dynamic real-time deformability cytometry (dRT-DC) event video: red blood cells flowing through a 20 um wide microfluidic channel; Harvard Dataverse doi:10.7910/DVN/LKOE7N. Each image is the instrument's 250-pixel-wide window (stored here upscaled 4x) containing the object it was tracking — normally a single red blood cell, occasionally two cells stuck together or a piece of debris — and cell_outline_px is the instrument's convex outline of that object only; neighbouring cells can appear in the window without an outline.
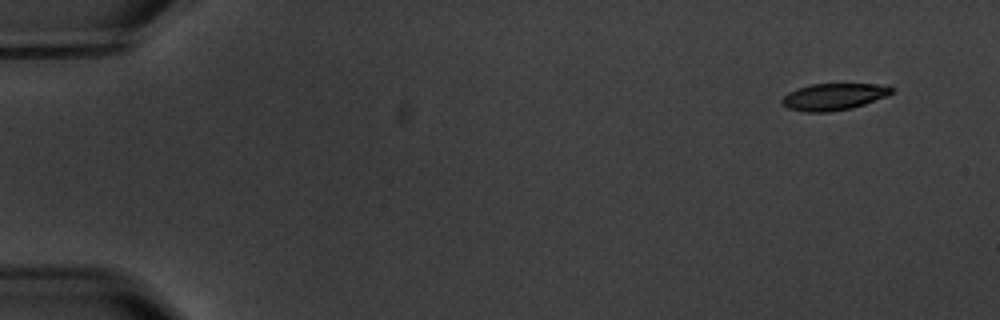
{"species": "common noctule bat (a hibernating species)", "species_latin": "Nyctalus noctula", "temperature_condition": "warm", "stored_images_in_passage": 5, "segment_of_instrument_passage": [1, 2], "camera_frame_rate_fps": 3000, "um_per_image_px": 0.085, "animal": {"sex": "male", "body_mass_g": 20.1, "forearm_length_mm": 53.5}, "frame": {"image": 1, "passage_image": 1, "time_ms": 0.0, "image_size_px": [1000, 320], "cell_outline_px": [[896, 88], [888, 96], [852, 108], [828, 112], [804, 112], [788, 108], [780, 100], [788, 92], [796, 88], [812, 84], [888, 84]], "centroid_in_image_um": [70.91, 8.21], "position_along_channel_um": 14.1, "area_um2": 17.28}}